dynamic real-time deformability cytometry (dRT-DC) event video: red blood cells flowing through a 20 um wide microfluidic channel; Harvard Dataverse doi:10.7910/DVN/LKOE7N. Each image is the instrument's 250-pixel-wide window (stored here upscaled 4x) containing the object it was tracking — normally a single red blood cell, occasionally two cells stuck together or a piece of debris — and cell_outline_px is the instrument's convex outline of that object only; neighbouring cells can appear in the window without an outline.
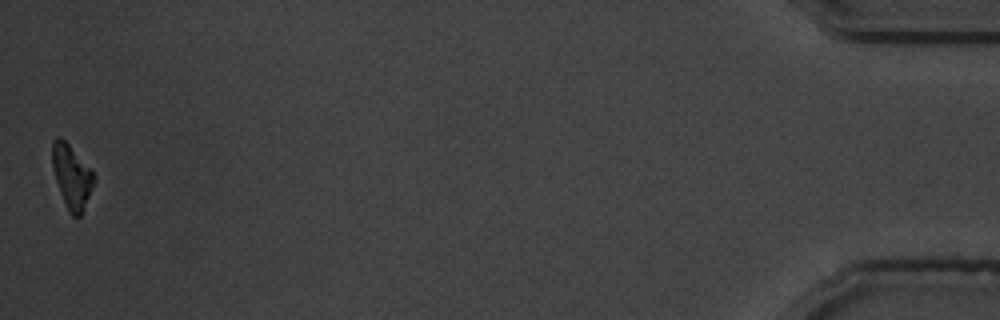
{"species": "common noctule bat (a hibernating species)", "species_latin": "Nyctalus noctula", "temperature_condition": "warm", "stored_images_in_passage": 40, "camera_frame_rate_fps": 3000, "um_per_image_px": 0.085, "animal": {"sex": "male", "body_mass_g": 19.5, "forearm_length_mm": 54.6}, "frame": {"image": 1, "passage_image": 40, "time_ms": 13.0, "image_size_px": [1000, 320], "cell_outline_px": [[96, 180], [80, 216], [72, 216], [60, 192], [52, 168], [52, 140], [56, 136], [60, 136], [92, 168], [96, 176]], "centroid_in_image_um": [6.11, 14.95], "position_along_channel_um": 429.1, "area_um2": 15.43}, "authors_computed_cell_mechanics": {"area_um2": 16.9932, "velocity_mm_per_s": 3.6384, "shape_relaxation_time_tau1_ms": 2.6499, "shape_relaxation_time_tau2_ms": 5.5825, "deformation_change_tau1": 0.1457, "deformation_change_tau2": 0.1163}}